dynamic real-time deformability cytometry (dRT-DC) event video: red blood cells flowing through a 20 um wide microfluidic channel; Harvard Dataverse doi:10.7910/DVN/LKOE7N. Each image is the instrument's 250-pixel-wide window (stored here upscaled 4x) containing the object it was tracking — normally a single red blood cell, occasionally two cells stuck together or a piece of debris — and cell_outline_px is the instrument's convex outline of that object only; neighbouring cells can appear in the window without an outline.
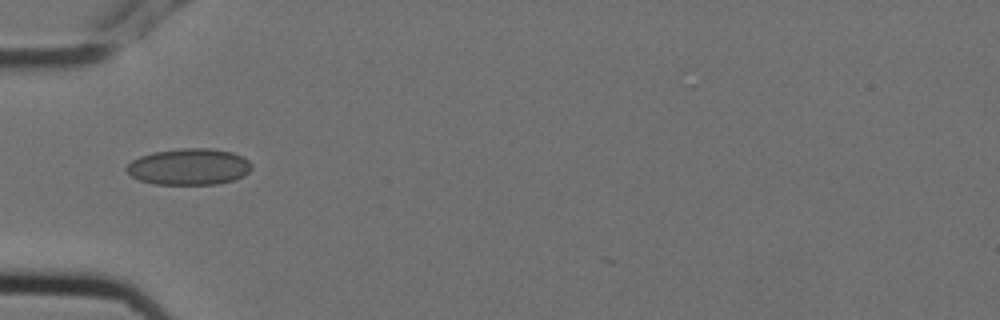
{"species": "Egyptian fruit bat (a non-hibernating species)", "species_latin": "Rousettus aegyptiacus", "temperature_condition": "cold", "stored_images_in_passage": 4, "camera_frame_rate_fps": 3000, "um_per_image_px": 0.085, "animal": {"sex": "female"}, "frame": {"image": 1, "passage_image": 2, "time_ms": 0.333, "image_size_px": [1000, 320], "cell_outline_px": [[252, 168], [244, 176], [236, 180], [216, 184], [156, 184], [140, 180], [132, 176], [124, 168], [132, 160], [140, 156], [152, 152], [180, 148], [208, 148], [232, 152], [248, 160], [252, 164]], "centroid_in_image_um": [16.08, 14.17], "position_along_channel_um": 68.9, "area_um2": 26.59}}
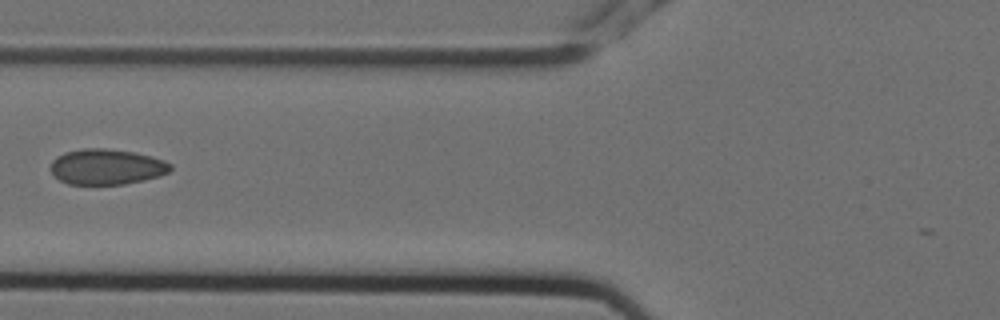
{"frame": {"image": 2, "passage_image": 3, "time_ms": 0.667, "image_size_px": [1000, 320], "cell_outline_px": [[172, 168], [168, 172], [160, 176], [144, 180], [124, 184], [68, 184], [60, 180], [48, 168], [52, 160], [56, 156], [64, 152], [84, 148], [104, 148], [132, 152], [152, 156], [164, 160], [172, 164]], "centroid_in_image_um": [9.05, 14.17], "position_along_channel_um": 116.8, "area_um2": 24.97}}
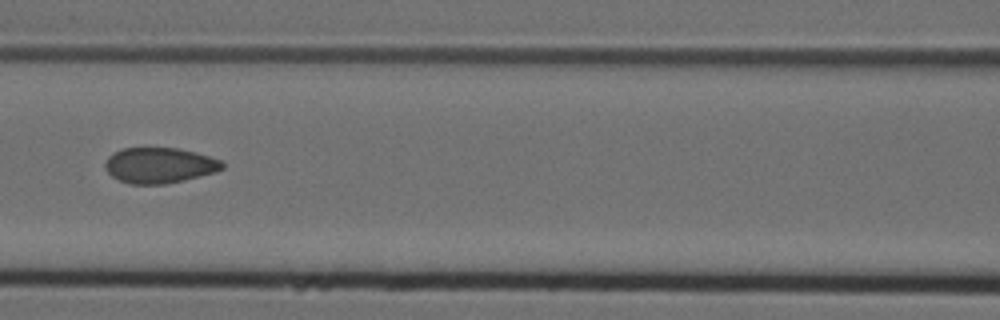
{"frame": {"image": 3, "passage_image": 4, "time_ms": 1.0, "image_size_px": [1000, 320], "cell_outline_px": [[224, 168], [216, 172], [168, 184], [128, 184], [112, 176], [104, 168], [104, 164], [108, 156], [124, 148], [176, 148], [196, 152], [220, 160], [224, 164]], "centroid_in_image_um": [13.55, 14.06], "position_along_channel_um": 153.0, "area_um2": 24.28}}